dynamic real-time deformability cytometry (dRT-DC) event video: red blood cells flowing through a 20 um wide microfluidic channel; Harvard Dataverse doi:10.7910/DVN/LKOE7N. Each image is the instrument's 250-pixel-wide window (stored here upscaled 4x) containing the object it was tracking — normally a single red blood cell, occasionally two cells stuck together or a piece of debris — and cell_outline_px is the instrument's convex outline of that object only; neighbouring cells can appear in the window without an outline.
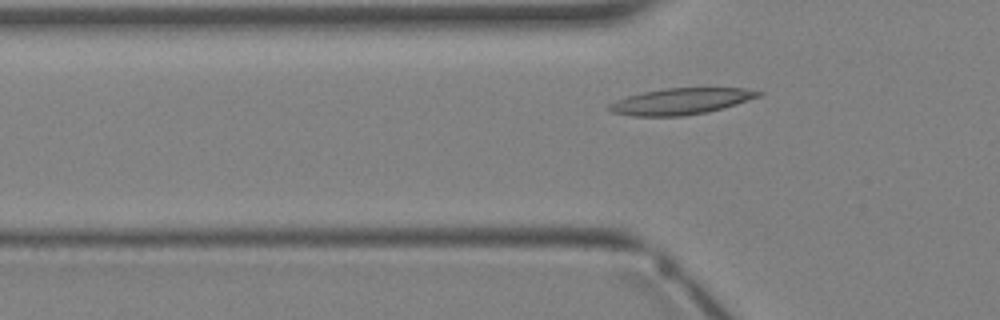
{"species": "Egyptian fruit bat (a non-hibernating species)", "species_latin": "Rousettus aegyptiacus", "temperature_condition": "warm", "stored_images_in_passage": 4, "segment_of_instrument_passage": [2, 2], "camera_frame_rate_fps": 3000, "um_per_image_px": 0.085, "animal": {"sex": "female"}, "frame": {"image": 1, "passage_image": 4, "time_ms": 3.667, "image_size_px": [1000, 320], "cell_outline_px": [[764, 92], [760, 96], [736, 104], [708, 112], [684, 116], [632, 116], [612, 112], [608, 108], [608, 104], [616, 100], [628, 96], [644, 92], [668, 88], [744, 88]], "centroid_in_image_um": [57.88, 8.62], "position_along_channel_um": 67.9, "area_um2": 22.72}}